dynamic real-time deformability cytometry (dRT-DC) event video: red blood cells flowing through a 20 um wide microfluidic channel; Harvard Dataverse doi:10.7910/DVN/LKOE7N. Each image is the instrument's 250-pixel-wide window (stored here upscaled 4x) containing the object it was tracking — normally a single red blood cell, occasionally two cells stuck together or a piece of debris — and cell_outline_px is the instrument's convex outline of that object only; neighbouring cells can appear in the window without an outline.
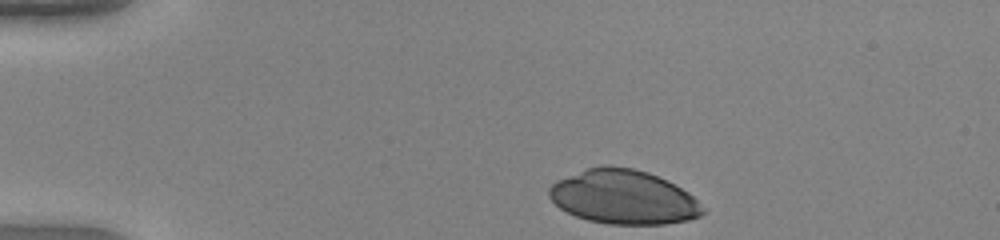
{"species": "human", "species_latin": "Homo sapiens", "temperature_condition": "warm", "stored_images_in_passage": 34, "camera_frame_rate_fps": 3000, "um_per_image_px": 0.085, "donor": {"sex": "female"}, "frame": {"image": 1, "passage_image": 1, "time_ms": 0.0, "image_size_px": [1000, 240], "cell_outline_px": [[704, 212], [700, 216], [688, 220], [664, 224], [608, 224], [588, 220], [576, 216], [560, 208], [548, 196], [548, 188], [556, 180], [588, 168], [604, 164], [608, 164], [632, 168], [648, 172], [668, 180], [688, 192], [704, 208]], "centroid_in_image_um": [52.99, 16.74], "position_along_channel_um": 32.0, "area_um2": 48.55}}
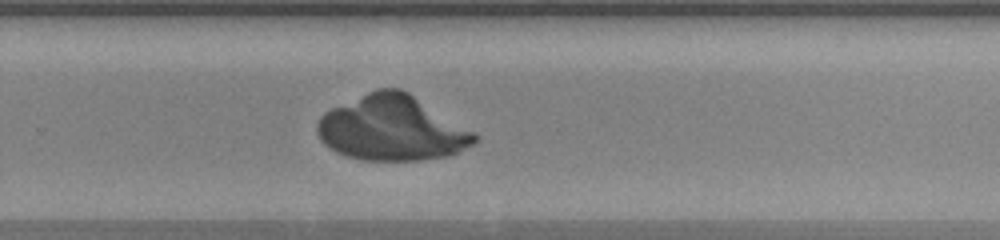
{"frame": {"image": 2, "passage_image": 25, "time_ms": 8.0, "image_size_px": [1000, 240], "cell_outline_px": [[476, 144], [448, 156], [420, 160], [364, 160], [348, 156], [336, 152], [324, 144], [320, 140], [316, 132], [316, 124], [320, 116], [324, 112], [332, 108], [376, 88], [400, 88], [408, 92], [476, 132]], "centroid_in_image_um": [33.32, 10.9], "position_along_channel_um": 296.5, "area_um2": 59.77}}
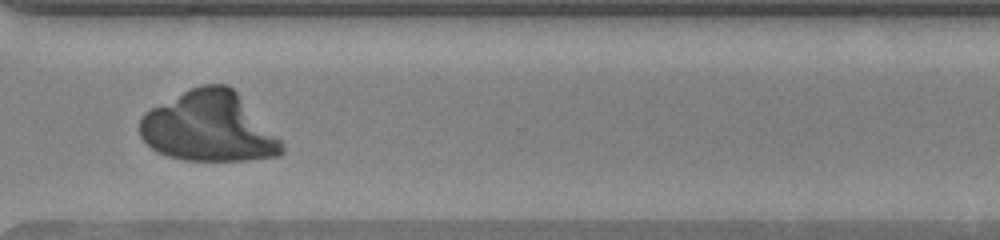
{"frame": {"image": 3, "passage_image": 29, "time_ms": 9.333, "image_size_px": [1000, 240], "cell_outline_px": [[284, 152], [280, 156], [248, 160], [184, 160], [168, 156], [152, 148], [140, 136], [140, 116], [144, 112], [200, 84], [228, 84], [236, 92], [284, 144]], "centroid_in_image_um": [17.75, 10.8], "position_along_channel_um": 352.8, "area_um2": 57.16}}